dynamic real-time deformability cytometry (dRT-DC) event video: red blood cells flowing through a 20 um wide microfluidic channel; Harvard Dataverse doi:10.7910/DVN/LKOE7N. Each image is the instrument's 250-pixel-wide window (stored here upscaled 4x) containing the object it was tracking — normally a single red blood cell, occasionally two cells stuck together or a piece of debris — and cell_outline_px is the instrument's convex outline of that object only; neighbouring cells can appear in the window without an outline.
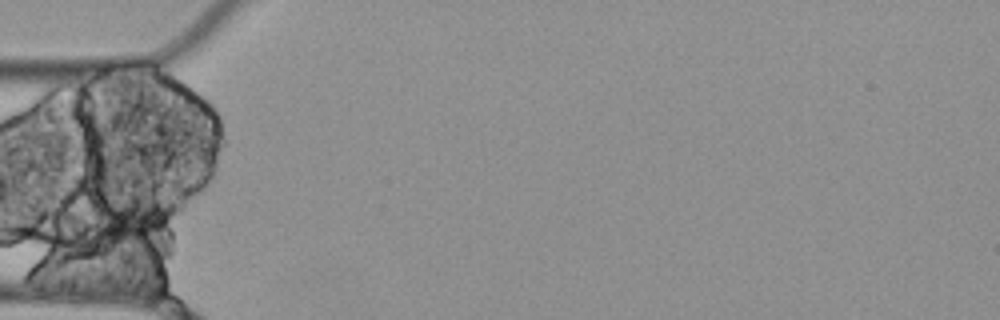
{"species": "Egyptian fruit bat (a non-hibernating species)", "species_latin": "Rousettus aegyptiacus", "temperature_condition": "cold", "stored_images_in_passage": 5, "camera_frame_rate_fps": 3000, "um_per_image_px": 0.085, "animal": {"sex": "female"}, "frame": {"image": 1, "passage_image": 1, "time_ms": 0.0, "image_size_px": [1000, 320], "cell_outline_px": [[168, 224], [160, 240], [136, 260], [128, 264], [124, 264], [96, 256], [80, 240], [80, 236], [92, 216], [104, 204], [136, 196], [160, 204], [168, 220]], "centroid_in_image_um": [10.62, 19.5], "position_along_channel_um": 74.4, "area_um2": 29.82}}